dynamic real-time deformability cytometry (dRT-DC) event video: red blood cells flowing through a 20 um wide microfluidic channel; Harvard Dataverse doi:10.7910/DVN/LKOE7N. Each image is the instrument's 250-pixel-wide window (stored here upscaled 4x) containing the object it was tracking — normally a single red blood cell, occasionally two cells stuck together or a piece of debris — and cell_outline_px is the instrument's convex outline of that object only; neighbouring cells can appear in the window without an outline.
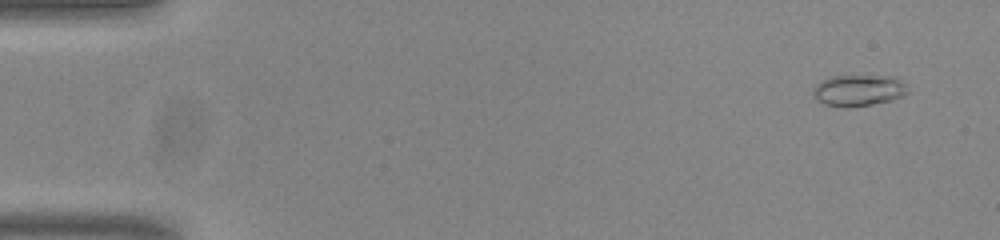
{"species": "common noctule bat (a hibernating species)", "species_latin": "Nyctalus noctula", "temperature_condition": "room temperature", "stored_images_in_passage": 12, "camera_frame_rate_fps": 3000, "um_per_image_px": 0.085, "animal": {"sex": "male", "body_mass_g": 20.0, "forearm_length_mm": 53.3}, "frame": {"image": 1, "passage_image": 4, "time_ms": 1.0, "image_size_px": [1000, 240], "cell_outline_px": [[908, 92], [904, 96], [892, 100], [872, 104], [820, 104], [812, 96], [812, 88], [820, 80], [828, 76], [896, 76], [904, 84]], "centroid_in_image_um": [72.94, 7.63], "position_along_channel_um": 12.1, "area_um2": 16.94}}